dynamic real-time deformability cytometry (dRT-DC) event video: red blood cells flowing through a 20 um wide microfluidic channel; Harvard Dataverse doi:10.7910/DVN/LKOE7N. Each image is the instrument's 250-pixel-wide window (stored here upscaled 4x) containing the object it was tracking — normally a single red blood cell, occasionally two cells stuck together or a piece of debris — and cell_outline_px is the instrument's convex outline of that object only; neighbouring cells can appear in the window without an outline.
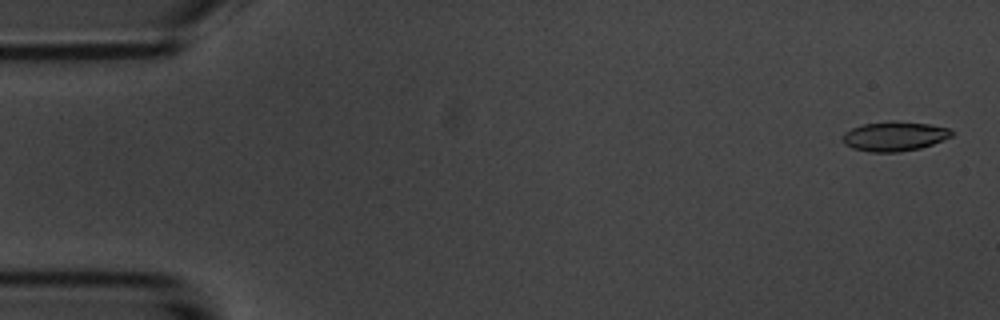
{"species": "common noctule bat (a hibernating species)", "species_latin": "Nyctalus noctula", "temperature_condition": "room temperature", "stored_images_in_passage": 4, "camera_frame_rate_fps": 3000, "um_per_image_px": 0.085, "animal": {"sex": "male", "body_mass_g": 20.1, "forearm_length_mm": 53.5}, "frame": {"image": 1, "passage_image": 1, "time_ms": 0.0, "image_size_px": [1000, 320], "cell_outline_px": [[952, 136], [932, 144], [920, 148], [900, 152], [868, 152], [852, 148], [844, 144], [840, 140], [844, 132], [852, 128], [864, 124], [892, 120], [928, 124], [948, 128], [952, 132]], "centroid_in_image_um": [75.97, 11.59], "position_along_channel_um": 9.0, "area_um2": 18.84}}
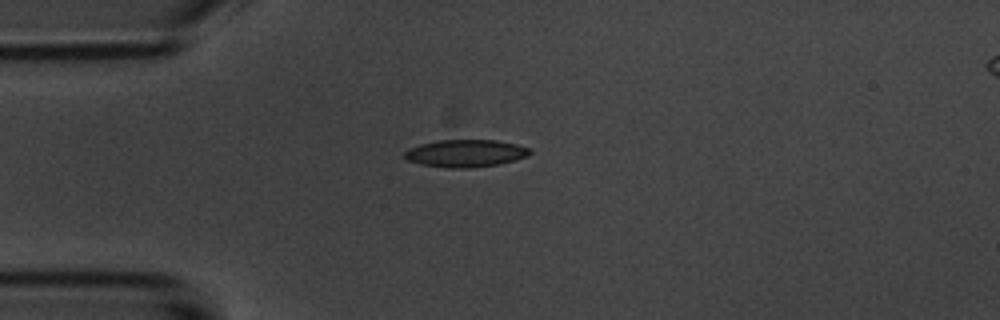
{"frame": {"image": 2, "passage_image": 4, "time_ms": 4.0, "image_size_px": [1000, 320], "cell_outline_px": [[532, 152], [528, 156], [500, 164], [468, 168], [448, 168], [420, 164], [408, 160], [404, 156], [404, 152], [408, 148], [420, 144], [440, 140], [496, 140], [516, 144], [532, 148]], "centroid_in_image_um": [39.59, 13.03], "position_along_channel_um": 45.4, "area_um2": 20.11}}